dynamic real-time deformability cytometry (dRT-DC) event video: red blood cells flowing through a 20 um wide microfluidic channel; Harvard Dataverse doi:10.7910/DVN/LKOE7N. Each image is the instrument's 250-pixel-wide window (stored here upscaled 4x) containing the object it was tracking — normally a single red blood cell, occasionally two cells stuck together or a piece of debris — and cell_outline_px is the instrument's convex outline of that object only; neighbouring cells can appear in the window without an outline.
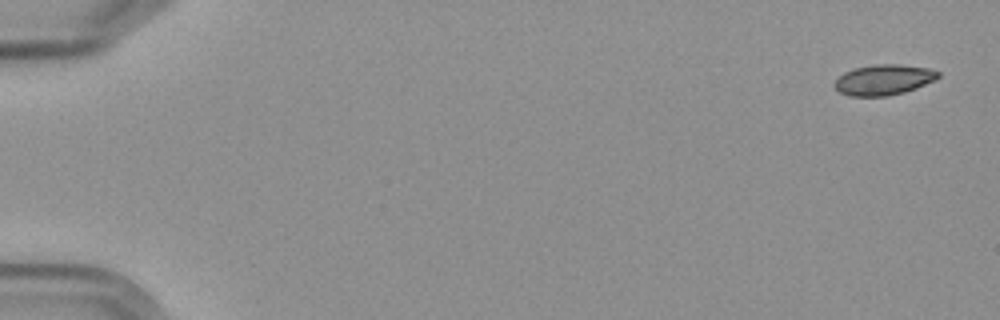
{"species": "Egyptian fruit bat (a non-hibernating species)", "species_latin": "Rousettus aegyptiacus", "temperature_condition": "cold", "stored_images_in_passage": 7, "camera_frame_rate_fps": 3000, "um_per_image_px": 0.085, "frame": {"image": 1, "passage_image": 1, "time_ms": 0.0, "image_size_px": [1000, 320], "cell_outline_px": [[940, 76], [936, 80], [916, 88], [904, 92], [884, 96], [848, 96], [840, 92], [832, 84], [844, 72], [856, 68], [876, 64], [900, 64], [928, 68], [940, 72]], "centroid_in_image_um": [75.13, 6.78], "position_along_channel_um": 9.9, "area_um2": 18.38}}
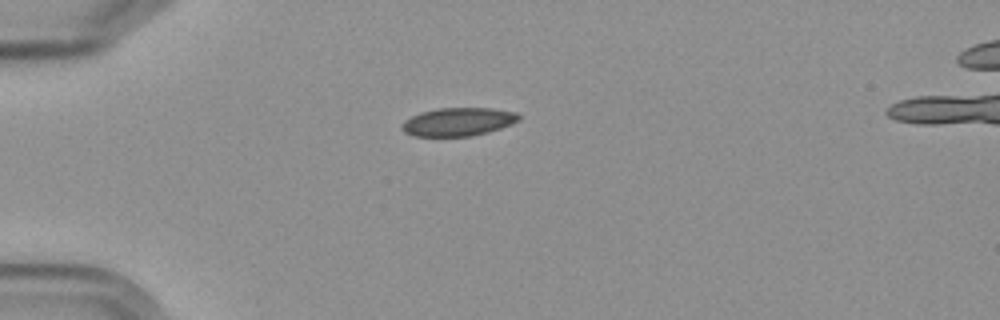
{"frame": {"image": 2, "passage_image": 5, "time_ms": 4.667, "image_size_px": [1000, 320], "cell_outline_px": [[520, 120], [500, 128], [488, 132], [468, 136], [412, 136], [404, 132], [400, 128], [400, 124], [404, 120], [420, 112], [436, 108], [492, 108], [516, 112], [520, 116]], "centroid_in_image_um": [38.9, 10.35], "position_along_channel_um": 46.1, "area_um2": 19.36}}
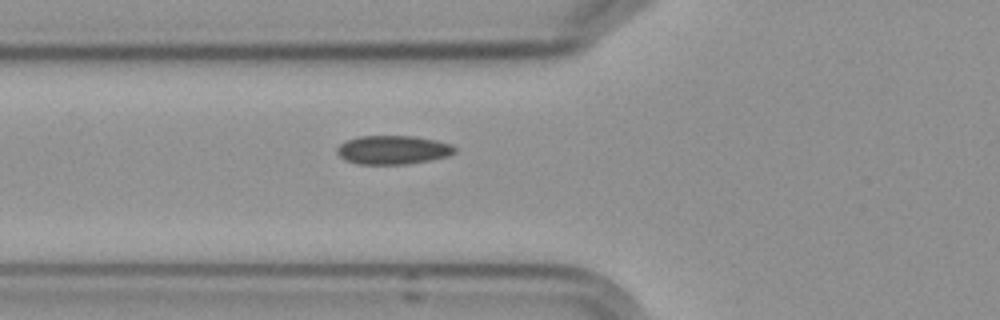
{"frame": {"image": 3, "passage_image": 7, "time_ms": 6.667, "image_size_px": [1000, 320], "cell_outline_px": [[456, 152], [448, 156], [408, 164], [360, 164], [344, 160], [336, 152], [336, 148], [344, 140], [360, 136], [416, 136], [436, 140], [452, 144], [456, 148]], "centroid_in_image_um": [33.39, 12.73], "position_along_channel_um": 92.4, "area_um2": 19.88}}